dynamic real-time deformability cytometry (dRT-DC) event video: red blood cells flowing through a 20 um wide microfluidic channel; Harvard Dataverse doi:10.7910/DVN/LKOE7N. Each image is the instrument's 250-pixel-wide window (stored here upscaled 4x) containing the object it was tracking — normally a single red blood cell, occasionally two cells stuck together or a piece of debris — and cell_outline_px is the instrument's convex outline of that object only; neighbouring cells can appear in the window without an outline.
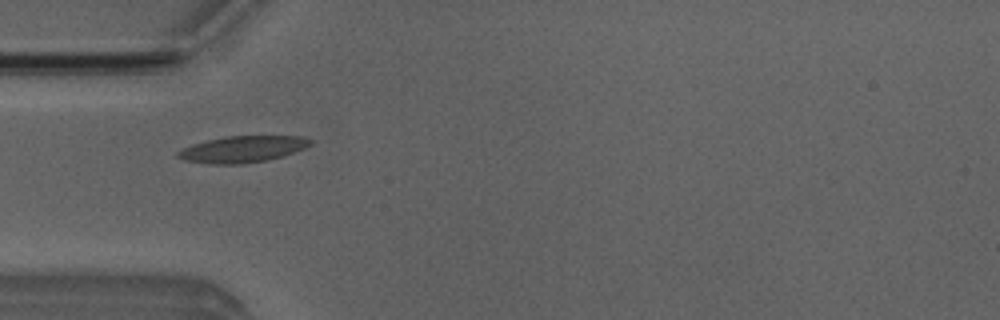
{"species": "Egyptian fruit bat (a non-hibernating species)", "species_latin": "Rousettus aegyptiacus", "temperature_condition": "room temperature", "stored_images_in_passage": 32, "camera_frame_rate_fps": 3000, "um_per_image_px": 0.085, "animal": {"sex": "male"}, "frame": {"image": 1, "passage_image": 2, "time_ms": 0.333, "image_size_px": [1000, 320], "cell_outline_px": [[312, 144], [304, 148], [284, 156], [268, 160], [240, 164], [212, 164], [184, 160], [176, 156], [176, 152], [180, 148], [192, 144], [224, 136], [304, 136], [312, 140]], "centroid_in_image_um": [20.6, 12.68], "position_along_channel_um": 64.4, "area_um2": 20.58}}
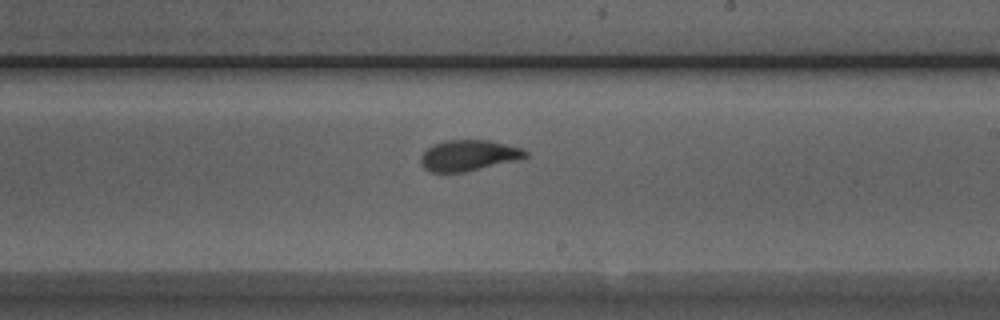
{"frame": {"image": 2, "passage_image": 16, "time_ms": 5.0, "image_size_px": [1000, 320], "cell_outline_px": [[528, 156], [516, 160], [464, 172], [432, 172], [424, 168], [420, 164], [420, 156], [428, 148], [444, 140], [488, 140], [520, 148], [528, 152]], "centroid_in_image_um": [39.8, 13.21], "position_along_channel_um": 249.2, "area_um2": 18.55}}
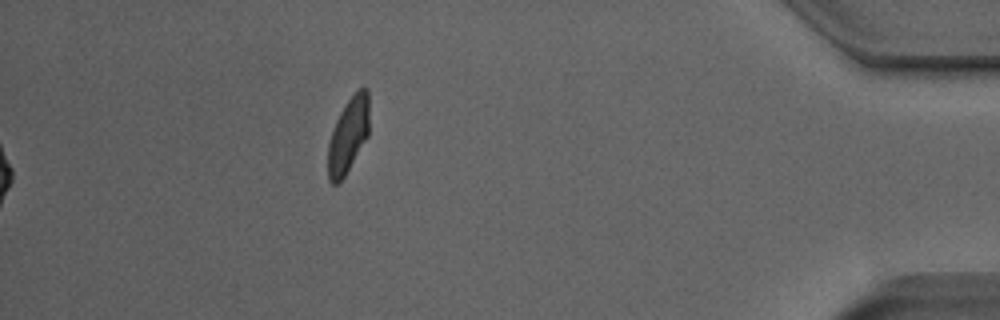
{"frame": {"image": 3, "passage_image": 32, "time_ms": 10.333, "image_size_px": [1000, 320], "cell_outline_px": [[368, 136], [344, 176], [336, 184], [332, 184], [328, 180], [328, 144], [336, 120], [344, 104], [360, 88], [368, 88]], "centroid_in_image_um": [29.59, 11.5], "position_along_channel_um": 405.6, "area_um2": 17.74}, "authors_computed_cell_mechanics": {"area_um2": 19.1896, "velocity_mm_per_s": 3.9775, "shape_relaxation_time_tau1_ms": 3.9131, "shape_relaxation_time_tau2_ms": 1.4189, "deformation_change_tau1": 0.1735, "deformation_change_tau2": 0.0818}}